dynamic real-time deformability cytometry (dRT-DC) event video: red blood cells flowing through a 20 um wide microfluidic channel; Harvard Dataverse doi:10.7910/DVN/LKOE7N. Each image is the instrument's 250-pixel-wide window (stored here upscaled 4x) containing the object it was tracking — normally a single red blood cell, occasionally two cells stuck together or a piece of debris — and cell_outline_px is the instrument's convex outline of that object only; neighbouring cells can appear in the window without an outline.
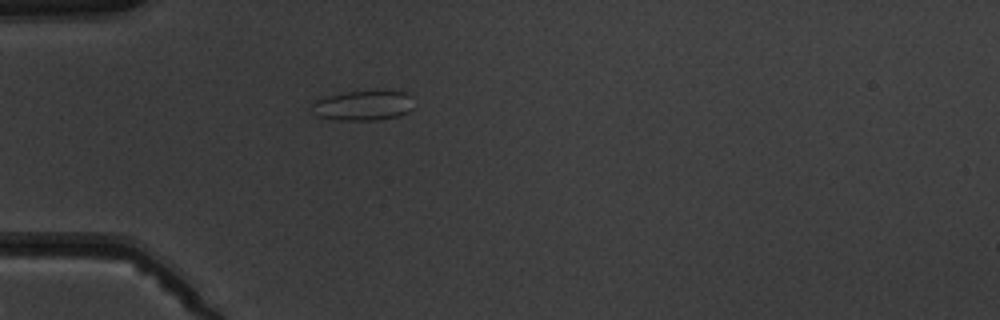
{"species": "common noctule bat (a hibernating species)", "species_latin": "Nyctalus noctula", "temperature_condition": "warm", "stored_images_in_passage": 1, "camera_frame_rate_fps": 3000, "um_per_image_px": 0.085, "animal": {"sex": "male", "body_mass_g": 19.5, "forearm_length_mm": 54.6}, "frame": {"image": 1, "passage_image": 1, "time_ms": 0.0, "image_size_px": [1000, 320], "cell_outline_px": [[412, 108], [408, 112], [396, 116], [376, 120], [340, 120], [316, 116], [312, 112], [312, 104], [316, 100], [328, 96], [348, 92], [404, 92], [412, 96]], "centroid_in_image_um": [30.85, 8.99], "position_along_channel_um": 54.2, "area_um2": 17.4}}